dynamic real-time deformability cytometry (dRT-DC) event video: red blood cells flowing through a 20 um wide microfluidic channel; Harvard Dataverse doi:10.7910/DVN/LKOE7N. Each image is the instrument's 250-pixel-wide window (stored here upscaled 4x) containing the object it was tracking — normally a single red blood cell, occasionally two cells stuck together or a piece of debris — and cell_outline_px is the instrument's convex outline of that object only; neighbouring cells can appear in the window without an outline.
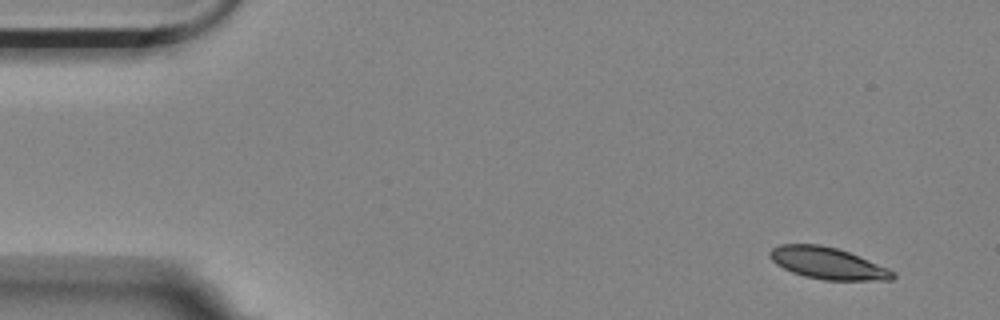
{"species": "Egyptian fruit bat (a non-hibernating species)", "species_latin": "Rousettus aegyptiacus", "temperature_condition": "room temperature", "stored_images_in_passage": 4, "segment_of_instrument_passage": [1, 2], "camera_frame_rate_fps": 3000, "um_per_image_px": 0.085, "animal": {"sex": "female"}, "frame": {"image": 1, "passage_image": 1, "time_ms": 0.0, "image_size_px": [1000, 320], "cell_outline_px": [[896, 276], [892, 280], [824, 280], [804, 276], [792, 272], [776, 264], [768, 256], [768, 252], [772, 248], [780, 244], [820, 244], [836, 248], [848, 252], [888, 268], [896, 272]], "centroid_in_image_um": [70.34, 22.37], "position_along_channel_um": 14.7, "area_um2": 22.72}}